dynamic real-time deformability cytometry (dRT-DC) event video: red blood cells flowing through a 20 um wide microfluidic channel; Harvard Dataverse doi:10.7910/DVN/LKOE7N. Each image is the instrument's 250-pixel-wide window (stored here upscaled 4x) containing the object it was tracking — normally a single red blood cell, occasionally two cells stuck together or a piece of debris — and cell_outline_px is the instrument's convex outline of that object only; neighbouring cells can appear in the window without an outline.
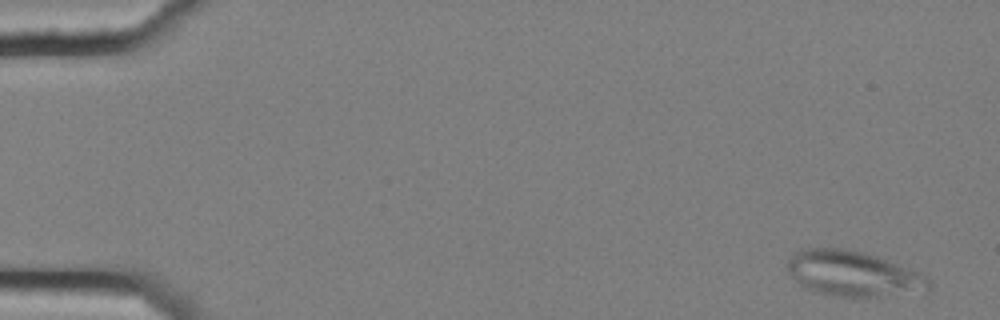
{"species": "common noctule bat (a hibernating species)", "species_latin": "Nyctalus noctula", "temperature_condition": "cold", "stored_images_in_passage": 5, "camera_frame_rate_fps": 3000, "um_per_image_px": 0.085, "animal": {"sex": "female", "body_mass_g": 25.1}, "frame": {"image": 1, "passage_image": 1, "time_ms": 0.0, "image_size_px": [1000, 320], "cell_outline_px": [[932, 284], [928, 288], [876, 296], [832, 296], [812, 292], [800, 284], [788, 272], [788, 260], [792, 252], [804, 248], [844, 248], [864, 252], [876, 256], [920, 272]], "centroid_in_image_um": [72.4, 23.23], "position_along_channel_um": 12.6, "area_um2": 36.7}}